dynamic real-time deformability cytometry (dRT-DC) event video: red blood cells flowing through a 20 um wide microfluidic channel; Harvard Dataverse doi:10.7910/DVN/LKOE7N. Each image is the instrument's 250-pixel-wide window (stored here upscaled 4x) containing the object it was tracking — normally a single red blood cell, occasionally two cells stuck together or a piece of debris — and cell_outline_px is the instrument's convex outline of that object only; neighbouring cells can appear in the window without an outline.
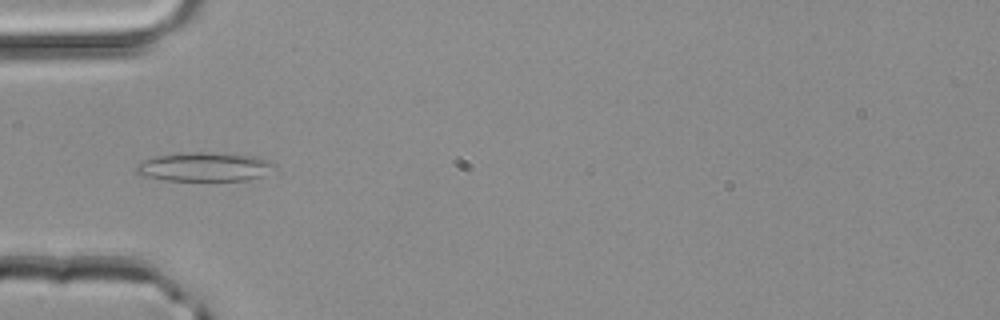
{"species": "common noctule bat (a hibernating species)", "species_latin": "Nyctalus noctula", "temperature_condition": "room temperature", "stored_images_in_passage": 2, "camera_frame_rate_fps": 3000, "um_per_image_px": 0.085, "animal": {"sex": "male", "body_mass_g": 20.4}, "frame": {"image": 1, "passage_image": 2, "time_ms": 0.333, "image_size_px": [1000, 320], "cell_outline_px": [[280, 164], [276, 168], [260, 176], [248, 180], [164, 180], [140, 176], [136, 172], [136, 164], [152, 156], [184, 152], [236, 152], [256, 156]], "centroid_in_image_um": [17.41, 14.15], "position_along_channel_um": 67.6, "area_um2": 24.04}}